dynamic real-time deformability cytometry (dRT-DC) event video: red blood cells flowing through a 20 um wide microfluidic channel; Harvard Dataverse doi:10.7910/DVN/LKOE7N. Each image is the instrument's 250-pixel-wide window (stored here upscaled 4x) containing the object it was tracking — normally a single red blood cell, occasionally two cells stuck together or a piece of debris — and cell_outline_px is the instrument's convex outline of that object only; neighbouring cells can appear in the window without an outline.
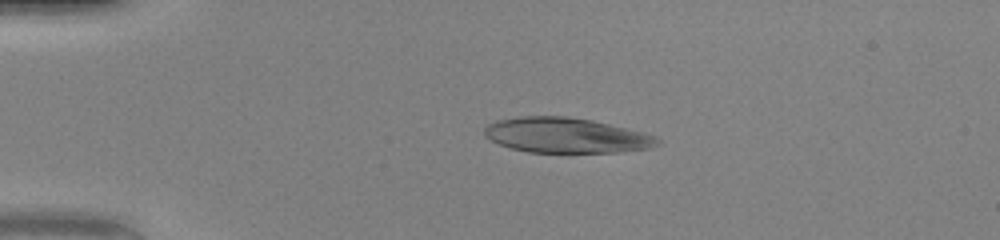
{"species": "human", "species_latin": "Homo sapiens", "temperature_condition": "warm", "stored_images_in_passage": 48, "camera_frame_rate_fps": 3000, "um_per_image_px": 0.085, "donor": {"sex": "female"}, "frame": {"image": 1, "passage_image": 10, "time_ms": 3.0, "image_size_px": [1000, 240], "cell_outline_px": [[660, 140], [652, 148], [616, 152], [528, 152], [508, 148], [484, 136], [484, 128], [488, 124], [496, 120], [520, 116], [568, 116], [592, 120], [644, 132], [656, 136]], "centroid_in_image_um": [48.1, 11.5], "position_along_channel_um": 36.9, "area_um2": 35.49}}
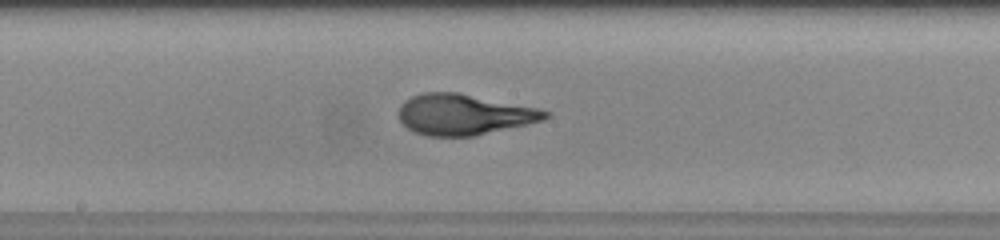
{"frame": {"image": 2, "passage_image": 26, "time_ms": 8.333, "image_size_px": [1000, 240], "cell_outline_px": [[552, 112], [544, 120], [472, 136], [428, 136], [412, 132], [400, 120], [400, 104], [404, 100], [412, 96], [424, 92], [456, 92], [536, 108]], "centroid_in_image_um": [39.39, 9.73], "position_along_channel_um": 208.8, "area_um2": 34.39}}
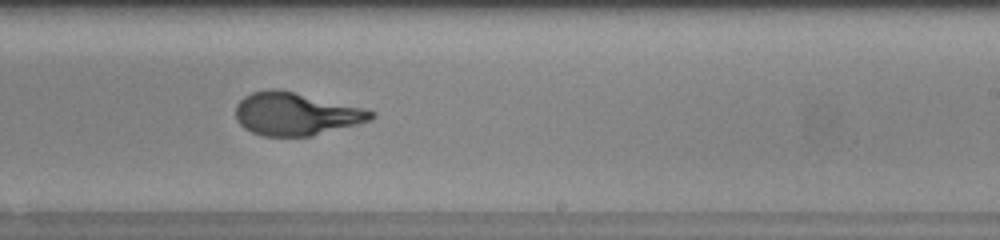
{"frame": {"image": 3, "passage_image": 30, "time_ms": 9.667, "image_size_px": [1000, 240], "cell_outline_px": [[376, 116], [372, 120], [312, 136], [264, 136], [252, 132], [244, 128], [236, 120], [236, 104], [244, 96], [252, 92], [268, 88], [276, 88], [360, 108], [376, 112]], "centroid_in_image_um": [25.1, 9.69], "position_along_channel_um": 263.9, "area_um2": 33.47}, "authors_computed_cell_mechanics": {"area_um2": 34.5066, "velocity_mm_per_s": 4.1427, "shape_relaxation_time_tau1_ms": 5.0277, "shape_relaxation_time_tau2_ms": null, "deformation_change_tau1": 0.2931, "deformation_change_tau2": null}}